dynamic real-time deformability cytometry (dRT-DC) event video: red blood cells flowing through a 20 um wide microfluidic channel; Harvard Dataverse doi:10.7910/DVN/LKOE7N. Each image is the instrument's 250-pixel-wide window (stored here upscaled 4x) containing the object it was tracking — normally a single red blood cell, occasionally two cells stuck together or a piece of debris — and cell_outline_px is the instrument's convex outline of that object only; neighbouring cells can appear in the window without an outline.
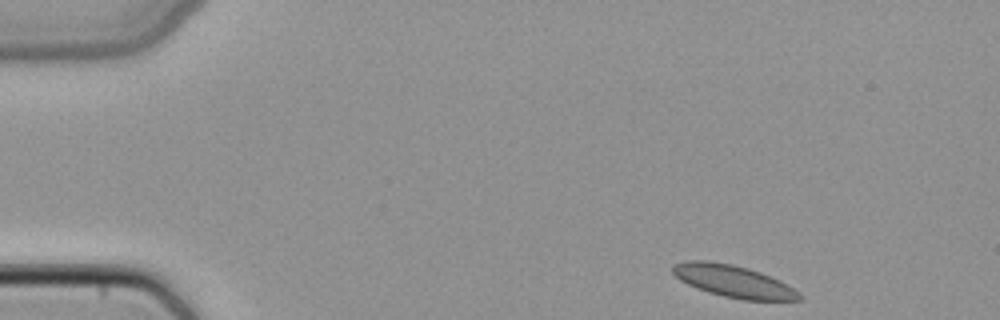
{"species": "common noctule bat (a hibernating species)", "species_latin": "Nyctalus noctula", "temperature_condition": "cold", "stored_images_in_passage": 44, "camera_frame_rate_fps": 3000, "um_per_image_px": 0.085, "animal": {"sex": "female", "body_mass_g": 22.7, "forearm_length_mm": 54.2}, "frame": {"image": 1, "passage_image": 1, "time_ms": 0.0, "image_size_px": [1000, 320], "cell_outline_px": [[804, 296], [800, 300], [744, 300], [724, 296], [708, 292], [696, 288], [680, 280], [672, 272], [672, 264], [684, 260], [708, 260], [732, 264], [748, 268], [760, 272], [780, 280], [800, 292]], "centroid_in_image_um": [62.33, 23.89], "position_along_channel_um": 22.7, "area_um2": 23.87}}
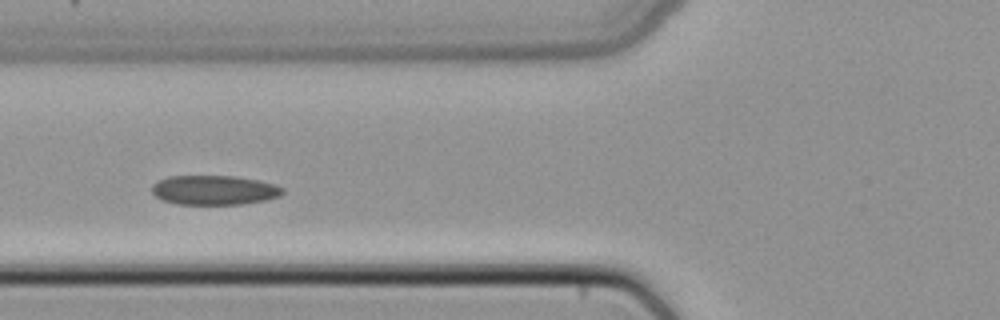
{"frame": {"image": 2, "passage_image": 14, "time_ms": 4.333, "image_size_px": [1000, 320], "cell_outline_px": [[284, 192], [280, 196], [264, 200], [240, 204], [176, 204], [164, 200], [156, 196], [152, 192], [152, 184], [168, 176], [236, 176], [260, 180], [276, 184], [284, 188]], "centroid_in_image_um": [18.24, 16.15], "position_along_channel_um": 107.6, "area_um2": 22.48}}
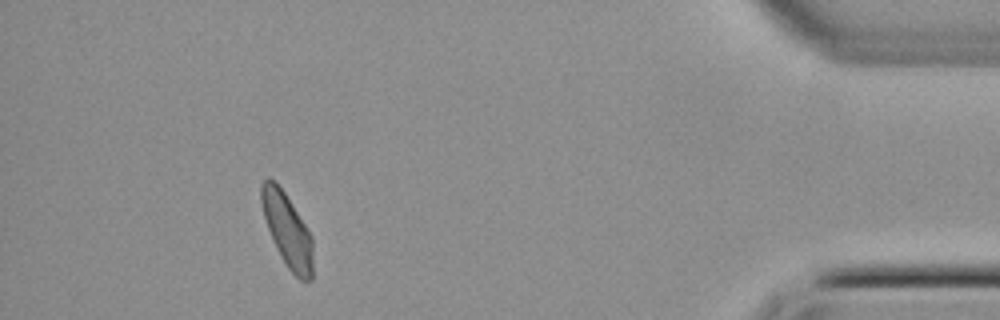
{"frame": {"image": 3, "passage_image": 40, "time_ms": 13.0, "image_size_px": [1000, 320], "cell_outline_px": [[312, 280], [300, 280], [288, 268], [280, 256], [268, 228], [264, 216], [260, 200], [260, 184], [268, 176], [276, 180], [284, 192], [312, 236]], "centroid_in_image_um": [24.4, 19.52], "position_along_channel_um": 410.8, "area_um2": 21.85}}